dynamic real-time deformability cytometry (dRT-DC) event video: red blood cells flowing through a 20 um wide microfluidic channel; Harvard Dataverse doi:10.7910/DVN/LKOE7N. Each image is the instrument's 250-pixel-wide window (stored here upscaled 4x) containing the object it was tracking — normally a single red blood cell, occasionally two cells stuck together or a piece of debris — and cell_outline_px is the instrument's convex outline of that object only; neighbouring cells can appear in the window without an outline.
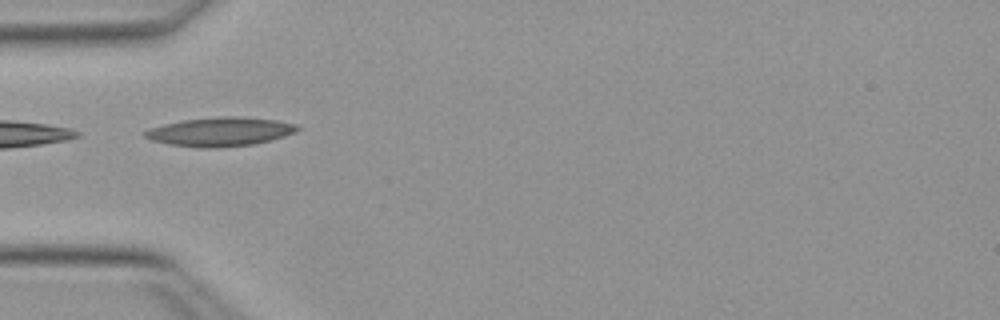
{"species": "Egyptian fruit bat (a non-hibernating species)", "species_latin": "Rousettus aegyptiacus", "temperature_condition": "warm", "stored_images_in_passage": 4, "camera_frame_rate_fps": 3000, "um_per_image_px": 0.085, "animal": {"sex": "female"}, "frame": {"image": 1, "passage_image": 1, "time_ms": 0.0, "image_size_px": [1000, 320], "cell_outline_px": [[300, 128], [296, 132], [284, 136], [252, 144], [220, 148], [200, 148], [168, 144], [152, 140], [144, 136], [140, 132], [148, 128], [180, 120], [220, 116], [236, 116], [276, 120], [296, 124]], "centroid_in_image_um": [18.65, 11.19], "position_along_channel_um": 66.3, "area_um2": 25.84}}